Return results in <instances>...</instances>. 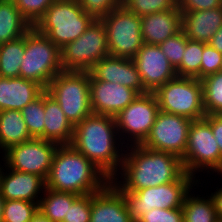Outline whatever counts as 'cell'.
<instances>
[{
	"mask_svg": "<svg viewBox=\"0 0 222 222\" xmlns=\"http://www.w3.org/2000/svg\"><path fill=\"white\" fill-rule=\"evenodd\" d=\"M204 118L211 124L213 136L215 137L222 156V119L216 114L206 115Z\"/></svg>",
	"mask_w": 222,
	"mask_h": 222,
	"instance_id": "obj_41",
	"label": "cell"
},
{
	"mask_svg": "<svg viewBox=\"0 0 222 222\" xmlns=\"http://www.w3.org/2000/svg\"><path fill=\"white\" fill-rule=\"evenodd\" d=\"M39 210V202L5 200L3 222H30Z\"/></svg>",
	"mask_w": 222,
	"mask_h": 222,
	"instance_id": "obj_32",
	"label": "cell"
},
{
	"mask_svg": "<svg viewBox=\"0 0 222 222\" xmlns=\"http://www.w3.org/2000/svg\"><path fill=\"white\" fill-rule=\"evenodd\" d=\"M139 94L118 83L95 79L90 74V99L92 113L115 117Z\"/></svg>",
	"mask_w": 222,
	"mask_h": 222,
	"instance_id": "obj_16",
	"label": "cell"
},
{
	"mask_svg": "<svg viewBox=\"0 0 222 222\" xmlns=\"http://www.w3.org/2000/svg\"><path fill=\"white\" fill-rule=\"evenodd\" d=\"M82 9L94 20H101L115 8L122 5V0H77Z\"/></svg>",
	"mask_w": 222,
	"mask_h": 222,
	"instance_id": "obj_37",
	"label": "cell"
},
{
	"mask_svg": "<svg viewBox=\"0 0 222 222\" xmlns=\"http://www.w3.org/2000/svg\"><path fill=\"white\" fill-rule=\"evenodd\" d=\"M110 56L133 59L142 47L141 17L119 6L101 19Z\"/></svg>",
	"mask_w": 222,
	"mask_h": 222,
	"instance_id": "obj_12",
	"label": "cell"
},
{
	"mask_svg": "<svg viewBox=\"0 0 222 222\" xmlns=\"http://www.w3.org/2000/svg\"><path fill=\"white\" fill-rule=\"evenodd\" d=\"M31 139L20 110L0 111V155L9 147Z\"/></svg>",
	"mask_w": 222,
	"mask_h": 222,
	"instance_id": "obj_24",
	"label": "cell"
},
{
	"mask_svg": "<svg viewBox=\"0 0 222 222\" xmlns=\"http://www.w3.org/2000/svg\"><path fill=\"white\" fill-rule=\"evenodd\" d=\"M181 159L185 172L197 178L201 188L205 187L201 181L203 184L210 183L202 179V172L207 173V176L209 174L208 177L214 172L217 173L215 176L217 177L222 172L221 152L213 136L211 124L205 118L191 122L187 146Z\"/></svg>",
	"mask_w": 222,
	"mask_h": 222,
	"instance_id": "obj_5",
	"label": "cell"
},
{
	"mask_svg": "<svg viewBox=\"0 0 222 222\" xmlns=\"http://www.w3.org/2000/svg\"><path fill=\"white\" fill-rule=\"evenodd\" d=\"M222 6V0H177L180 11H200Z\"/></svg>",
	"mask_w": 222,
	"mask_h": 222,
	"instance_id": "obj_40",
	"label": "cell"
},
{
	"mask_svg": "<svg viewBox=\"0 0 222 222\" xmlns=\"http://www.w3.org/2000/svg\"><path fill=\"white\" fill-rule=\"evenodd\" d=\"M159 111L153 92L139 94L115 116L121 142L125 146L142 144L150 134Z\"/></svg>",
	"mask_w": 222,
	"mask_h": 222,
	"instance_id": "obj_11",
	"label": "cell"
},
{
	"mask_svg": "<svg viewBox=\"0 0 222 222\" xmlns=\"http://www.w3.org/2000/svg\"><path fill=\"white\" fill-rule=\"evenodd\" d=\"M4 204H5V199L0 194V222H3Z\"/></svg>",
	"mask_w": 222,
	"mask_h": 222,
	"instance_id": "obj_45",
	"label": "cell"
},
{
	"mask_svg": "<svg viewBox=\"0 0 222 222\" xmlns=\"http://www.w3.org/2000/svg\"><path fill=\"white\" fill-rule=\"evenodd\" d=\"M90 222H135L124 195L111 182L103 190L92 193Z\"/></svg>",
	"mask_w": 222,
	"mask_h": 222,
	"instance_id": "obj_19",
	"label": "cell"
},
{
	"mask_svg": "<svg viewBox=\"0 0 222 222\" xmlns=\"http://www.w3.org/2000/svg\"><path fill=\"white\" fill-rule=\"evenodd\" d=\"M92 194L79 195L68 207L63 222H90Z\"/></svg>",
	"mask_w": 222,
	"mask_h": 222,
	"instance_id": "obj_36",
	"label": "cell"
},
{
	"mask_svg": "<svg viewBox=\"0 0 222 222\" xmlns=\"http://www.w3.org/2000/svg\"><path fill=\"white\" fill-rule=\"evenodd\" d=\"M0 164H1V162H0ZM2 167H3V165H0V176H1V173H2Z\"/></svg>",
	"mask_w": 222,
	"mask_h": 222,
	"instance_id": "obj_47",
	"label": "cell"
},
{
	"mask_svg": "<svg viewBox=\"0 0 222 222\" xmlns=\"http://www.w3.org/2000/svg\"><path fill=\"white\" fill-rule=\"evenodd\" d=\"M3 168L0 176V194L5 200L40 202L46 188V180L43 177L18 172L6 166Z\"/></svg>",
	"mask_w": 222,
	"mask_h": 222,
	"instance_id": "obj_18",
	"label": "cell"
},
{
	"mask_svg": "<svg viewBox=\"0 0 222 222\" xmlns=\"http://www.w3.org/2000/svg\"><path fill=\"white\" fill-rule=\"evenodd\" d=\"M62 71L60 48L32 27L25 34L19 77L32 80L46 90L52 79Z\"/></svg>",
	"mask_w": 222,
	"mask_h": 222,
	"instance_id": "obj_6",
	"label": "cell"
},
{
	"mask_svg": "<svg viewBox=\"0 0 222 222\" xmlns=\"http://www.w3.org/2000/svg\"><path fill=\"white\" fill-rule=\"evenodd\" d=\"M221 66L222 53L213 48L209 43H204L200 67V80L208 75L220 72Z\"/></svg>",
	"mask_w": 222,
	"mask_h": 222,
	"instance_id": "obj_38",
	"label": "cell"
},
{
	"mask_svg": "<svg viewBox=\"0 0 222 222\" xmlns=\"http://www.w3.org/2000/svg\"><path fill=\"white\" fill-rule=\"evenodd\" d=\"M46 91L55 98L73 126L92 114L90 72L62 71Z\"/></svg>",
	"mask_w": 222,
	"mask_h": 222,
	"instance_id": "obj_8",
	"label": "cell"
},
{
	"mask_svg": "<svg viewBox=\"0 0 222 222\" xmlns=\"http://www.w3.org/2000/svg\"><path fill=\"white\" fill-rule=\"evenodd\" d=\"M31 28L13 0H0V44L21 38Z\"/></svg>",
	"mask_w": 222,
	"mask_h": 222,
	"instance_id": "obj_25",
	"label": "cell"
},
{
	"mask_svg": "<svg viewBox=\"0 0 222 222\" xmlns=\"http://www.w3.org/2000/svg\"><path fill=\"white\" fill-rule=\"evenodd\" d=\"M216 222H222V218H218Z\"/></svg>",
	"mask_w": 222,
	"mask_h": 222,
	"instance_id": "obj_48",
	"label": "cell"
},
{
	"mask_svg": "<svg viewBox=\"0 0 222 222\" xmlns=\"http://www.w3.org/2000/svg\"><path fill=\"white\" fill-rule=\"evenodd\" d=\"M78 196L76 193L45 188L39 202V210L53 222H63L64 217H67L68 207Z\"/></svg>",
	"mask_w": 222,
	"mask_h": 222,
	"instance_id": "obj_27",
	"label": "cell"
},
{
	"mask_svg": "<svg viewBox=\"0 0 222 222\" xmlns=\"http://www.w3.org/2000/svg\"><path fill=\"white\" fill-rule=\"evenodd\" d=\"M209 44L222 53V26L215 32Z\"/></svg>",
	"mask_w": 222,
	"mask_h": 222,
	"instance_id": "obj_43",
	"label": "cell"
},
{
	"mask_svg": "<svg viewBox=\"0 0 222 222\" xmlns=\"http://www.w3.org/2000/svg\"><path fill=\"white\" fill-rule=\"evenodd\" d=\"M133 61L147 92H155L167 81L177 76L159 45L143 44Z\"/></svg>",
	"mask_w": 222,
	"mask_h": 222,
	"instance_id": "obj_15",
	"label": "cell"
},
{
	"mask_svg": "<svg viewBox=\"0 0 222 222\" xmlns=\"http://www.w3.org/2000/svg\"><path fill=\"white\" fill-rule=\"evenodd\" d=\"M58 146L52 141L32 138L9 147L0 158L9 169L35 174L46 180Z\"/></svg>",
	"mask_w": 222,
	"mask_h": 222,
	"instance_id": "obj_13",
	"label": "cell"
},
{
	"mask_svg": "<svg viewBox=\"0 0 222 222\" xmlns=\"http://www.w3.org/2000/svg\"><path fill=\"white\" fill-rule=\"evenodd\" d=\"M184 173L180 157L141 144L129 145L125 147L121 168L111 183L120 192H134L176 181Z\"/></svg>",
	"mask_w": 222,
	"mask_h": 222,
	"instance_id": "obj_1",
	"label": "cell"
},
{
	"mask_svg": "<svg viewBox=\"0 0 222 222\" xmlns=\"http://www.w3.org/2000/svg\"><path fill=\"white\" fill-rule=\"evenodd\" d=\"M204 43L187 38L181 64L175 69L177 76L200 80V67Z\"/></svg>",
	"mask_w": 222,
	"mask_h": 222,
	"instance_id": "obj_29",
	"label": "cell"
},
{
	"mask_svg": "<svg viewBox=\"0 0 222 222\" xmlns=\"http://www.w3.org/2000/svg\"><path fill=\"white\" fill-rule=\"evenodd\" d=\"M44 140L59 145H70L74 126L66 118L58 102L44 91Z\"/></svg>",
	"mask_w": 222,
	"mask_h": 222,
	"instance_id": "obj_23",
	"label": "cell"
},
{
	"mask_svg": "<svg viewBox=\"0 0 222 222\" xmlns=\"http://www.w3.org/2000/svg\"><path fill=\"white\" fill-rule=\"evenodd\" d=\"M32 138L44 139V92L21 110Z\"/></svg>",
	"mask_w": 222,
	"mask_h": 222,
	"instance_id": "obj_31",
	"label": "cell"
},
{
	"mask_svg": "<svg viewBox=\"0 0 222 222\" xmlns=\"http://www.w3.org/2000/svg\"><path fill=\"white\" fill-rule=\"evenodd\" d=\"M181 13V30L190 40L209 43L222 26V6L200 11H181Z\"/></svg>",
	"mask_w": 222,
	"mask_h": 222,
	"instance_id": "obj_22",
	"label": "cell"
},
{
	"mask_svg": "<svg viewBox=\"0 0 222 222\" xmlns=\"http://www.w3.org/2000/svg\"><path fill=\"white\" fill-rule=\"evenodd\" d=\"M182 13L178 7L141 17V36L144 44L159 45L181 31Z\"/></svg>",
	"mask_w": 222,
	"mask_h": 222,
	"instance_id": "obj_20",
	"label": "cell"
},
{
	"mask_svg": "<svg viewBox=\"0 0 222 222\" xmlns=\"http://www.w3.org/2000/svg\"><path fill=\"white\" fill-rule=\"evenodd\" d=\"M160 111L193 120L206 116L201 80L176 76L154 92Z\"/></svg>",
	"mask_w": 222,
	"mask_h": 222,
	"instance_id": "obj_9",
	"label": "cell"
},
{
	"mask_svg": "<svg viewBox=\"0 0 222 222\" xmlns=\"http://www.w3.org/2000/svg\"><path fill=\"white\" fill-rule=\"evenodd\" d=\"M93 21L77 0H55L33 27L61 49L80 37Z\"/></svg>",
	"mask_w": 222,
	"mask_h": 222,
	"instance_id": "obj_4",
	"label": "cell"
},
{
	"mask_svg": "<svg viewBox=\"0 0 222 222\" xmlns=\"http://www.w3.org/2000/svg\"><path fill=\"white\" fill-rule=\"evenodd\" d=\"M122 5L142 17L160 11H167L177 7V0H122Z\"/></svg>",
	"mask_w": 222,
	"mask_h": 222,
	"instance_id": "obj_33",
	"label": "cell"
},
{
	"mask_svg": "<svg viewBox=\"0 0 222 222\" xmlns=\"http://www.w3.org/2000/svg\"><path fill=\"white\" fill-rule=\"evenodd\" d=\"M201 195H195L192 189L187 193L182 206L183 222L217 221L218 217L212 198L209 194Z\"/></svg>",
	"mask_w": 222,
	"mask_h": 222,
	"instance_id": "obj_26",
	"label": "cell"
},
{
	"mask_svg": "<svg viewBox=\"0 0 222 222\" xmlns=\"http://www.w3.org/2000/svg\"><path fill=\"white\" fill-rule=\"evenodd\" d=\"M136 222H183L182 208L151 209Z\"/></svg>",
	"mask_w": 222,
	"mask_h": 222,
	"instance_id": "obj_39",
	"label": "cell"
},
{
	"mask_svg": "<svg viewBox=\"0 0 222 222\" xmlns=\"http://www.w3.org/2000/svg\"><path fill=\"white\" fill-rule=\"evenodd\" d=\"M198 186L197 178L185 172L179 179L170 183L121 193L132 219L136 222L151 209L182 208L187 193L193 188L196 190Z\"/></svg>",
	"mask_w": 222,
	"mask_h": 222,
	"instance_id": "obj_7",
	"label": "cell"
},
{
	"mask_svg": "<svg viewBox=\"0 0 222 222\" xmlns=\"http://www.w3.org/2000/svg\"><path fill=\"white\" fill-rule=\"evenodd\" d=\"M44 91L45 89L41 85L32 80L0 76V111H21Z\"/></svg>",
	"mask_w": 222,
	"mask_h": 222,
	"instance_id": "obj_21",
	"label": "cell"
},
{
	"mask_svg": "<svg viewBox=\"0 0 222 222\" xmlns=\"http://www.w3.org/2000/svg\"><path fill=\"white\" fill-rule=\"evenodd\" d=\"M216 115H217L220 119H222V109H221L219 112H217Z\"/></svg>",
	"mask_w": 222,
	"mask_h": 222,
	"instance_id": "obj_46",
	"label": "cell"
},
{
	"mask_svg": "<svg viewBox=\"0 0 222 222\" xmlns=\"http://www.w3.org/2000/svg\"><path fill=\"white\" fill-rule=\"evenodd\" d=\"M55 0H13L21 15L32 25L45 14Z\"/></svg>",
	"mask_w": 222,
	"mask_h": 222,
	"instance_id": "obj_35",
	"label": "cell"
},
{
	"mask_svg": "<svg viewBox=\"0 0 222 222\" xmlns=\"http://www.w3.org/2000/svg\"><path fill=\"white\" fill-rule=\"evenodd\" d=\"M63 71L89 72L102 58L109 56L106 29L101 20H94L76 40L61 49Z\"/></svg>",
	"mask_w": 222,
	"mask_h": 222,
	"instance_id": "obj_10",
	"label": "cell"
},
{
	"mask_svg": "<svg viewBox=\"0 0 222 222\" xmlns=\"http://www.w3.org/2000/svg\"><path fill=\"white\" fill-rule=\"evenodd\" d=\"M70 145L110 179L119 172L126 147L120 140L115 117L94 113L74 126Z\"/></svg>",
	"mask_w": 222,
	"mask_h": 222,
	"instance_id": "obj_2",
	"label": "cell"
},
{
	"mask_svg": "<svg viewBox=\"0 0 222 222\" xmlns=\"http://www.w3.org/2000/svg\"><path fill=\"white\" fill-rule=\"evenodd\" d=\"M191 122L192 120L187 117L159 111L150 134L141 145L182 158Z\"/></svg>",
	"mask_w": 222,
	"mask_h": 222,
	"instance_id": "obj_14",
	"label": "cell"
},
{
	"mask_svg": "<svg viewBox=\"0 0 222 222\" xmlns=\"http://www.w3.org/2000/svg\"><path fill=\"white\" fill-rule=\"evenodd\" d=\"M206 115L216 114L222 109V72L201 79Z\"/></svg>",
	"mask_w": 222,
	"mask_h": 222,
	"instance_id": "obj_30",
	"label": "cell"
},
{
	"mask_svg": "<svg viewBox=\"0 0 222 222\" xmlns=\"http://www.w3.org/2000/svg\"><path fill=\"white\" fill-rule=\"evenodd\" d=\"M187 37L181 30L176 35L167 38L164 42L159 44L162 52L169 60L170 64L176 69L182 61V55L185 52Z\"/></svg>",
	"mask_w": 222,
	"mask_h": 222,
	"instance_id": "obj_34",
	"label": "cell"
},
{
	"mask_svg": "<svg viewBox=\"0 0 222 222\" xmlns=\"http://www.w3.org/2000/svg\"><path fill=\"white\" fill-rule=\"evenodd\" d=\"M89 72L97 80L118 83L135 90L138 94L147 92L131 58L109 55L98 61Z\"/></svg>",
	"mask_w": 222,
	"mask_h": 222,
	"instance_id": "obj_17",
	"label": "cell"
},
{
	"mask_svg": "<svg viewBox=\"0 0 222 222\" xmlns=\"http://www.w3.org/2000/svg\"><path fill=\"white\" fill-rule=\"evenodd\" d=\"M218 187L219 186L217 185V187H216L217 189L215 190V192L210 193V197L213 200L214 208L217 213V217L222 218V185L220 186V188H218Z\"/></svg>",
	"mask_w": 222,
	"mask_h": 222,
	"instance_id": "obj_42",
	"label": "cell"
},
{
	"mask_svg": "<svg viewBox=\"0 0 222 222\" xmlns=\"http://www.w3.org/2000/svg\"><path fill=\"white\" fill-rule=\"evenodd\" d=\"M110 182L101 169L71 145H59L46 179V188L86 195L103 190Z\"/></svg>",
	"mask_w": 222,
	"mask_h": 222,
	"instance_id": "obj_3",
	"label": "cell"
},
{
	"mask_svg": "<svg viewBox=\"0 0 222 222\" xmlns=\"http://www.w3.org/2000/svg\"><path fill=\"white\" fill-rule=\"evenodd\" d=\"M30 222H53V221L50 218L46 217L40 210H38Z\"/></svg>",
	"mask_w": 222,
	"mask_h": 222,
	"instance_id": "obj_44",
	"label": "cell"
},
{
	"mask_svg": "<svg viewBox=\"0 0 222 222\" xmlns=\"http://www.w3.org/2000/svg\"><path fill=\"white\" fill-rule=\"evenodd\" d=\"M25 52V35L16 40L0 44V76L19 77V70Z\"/></svg>",
	"mask_w": 222,
	"mask_h": 222,
	"instance_id": "obj_28",
	"label": "cell"
}]
</instances>
